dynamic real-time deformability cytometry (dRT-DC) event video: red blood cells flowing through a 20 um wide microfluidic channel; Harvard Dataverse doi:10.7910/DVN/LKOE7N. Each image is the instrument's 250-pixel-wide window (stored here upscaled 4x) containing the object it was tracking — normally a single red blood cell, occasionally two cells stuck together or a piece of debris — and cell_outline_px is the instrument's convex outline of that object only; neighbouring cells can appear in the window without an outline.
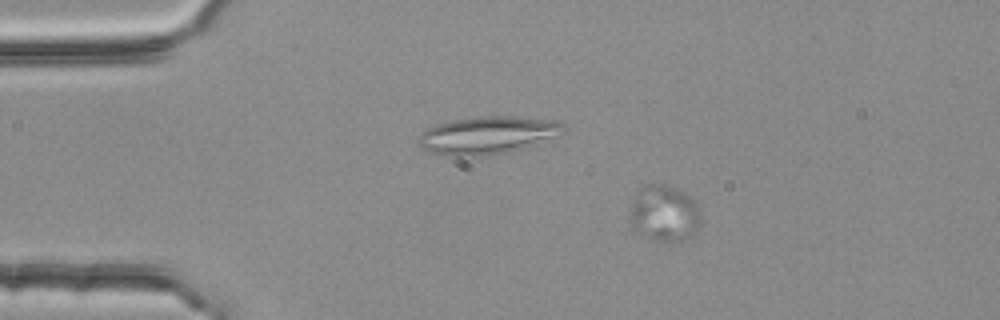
{"species": "common noctule bat (a hibernating species)", "species_latin": "Nyctalus noctula", "temperature_condition": "room temperature", "stored_images_in_passage": 56, "camera_frame_rate_fps": 3000, "um_per_image_px": 0.085, "animal": {"sex": "female", "body_mass_g": 25.1}, "frame": {"image": 1, "passage_image": 11, "time_ms": 3.333, "image_size_px": [1000, 320], "cell_outline_px": [[700, 212], [696, 228], [684, 240], [660, 240], [640, 236], [628, 224], [632, 204], [640, 188], [644, 184], [664, 184], [684, 192], [696, 204]], "centroid_in_image_um": [56.38, 18.12], "position_along_channel_um": 28.6, "area_um2": 22.77}}
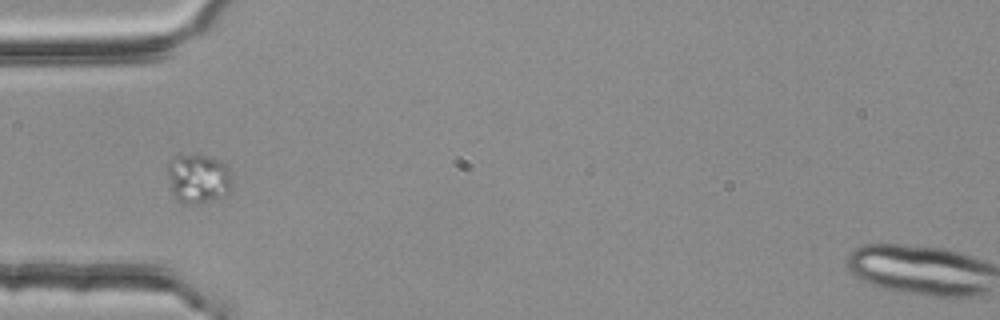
{"frame": {"image": 2, "passage_image": 19, "time_ms": 6.0, "image_size_px": [1000, 320], "cell_outline_px": [[232, 184], [228, 192], [212, 200], [188, 204], [184, 204], [176, 200], [172, 196], [168, 176], [168, 160], [172, 156], [212, 156], [220, 160], [228, 168], [232, 180]], "centroid_in_image_um": [16.82, 15.18], "position_along_channel_um": 68.2, "area_um2": 18.5}}